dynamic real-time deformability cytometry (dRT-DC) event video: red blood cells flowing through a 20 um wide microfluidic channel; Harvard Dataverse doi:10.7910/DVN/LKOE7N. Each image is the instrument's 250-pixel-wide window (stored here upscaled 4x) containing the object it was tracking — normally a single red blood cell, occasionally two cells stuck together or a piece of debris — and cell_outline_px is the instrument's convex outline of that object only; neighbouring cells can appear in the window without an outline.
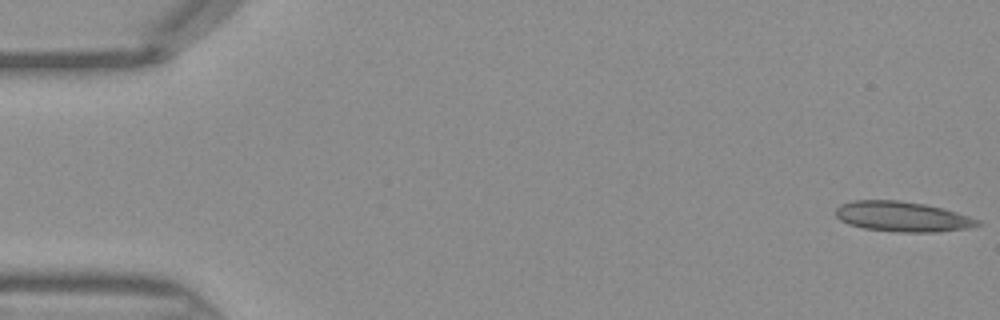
{"species": "Egyptian fruit bat (a non-hibernating species)", "species_latin": "Rousettus aegyptiacus", "temperature_condition": "warm", "stored_images_in_passage": 45, "camera_frame_rate_fps": 3000, "um_per_image_px": 0.085, "frame": {"image": 1, "passage_image": 1, "time_ms": 0.0, "image_size_px": [1000, 320], "cell_outline_px": [[980, 224], [968, 228], [936, 232], [896, 232], [864, 228], [848, 224], [840, 220], [836, 216], [836, 208], [840, 204], [852, 200], [896, 200], [924, 204], [944, 208], [980, 220]], "centroid_in_image_um": [76.67, 18.41], "position_along_channel_um": 8.3, "area_um2": 24.91}}
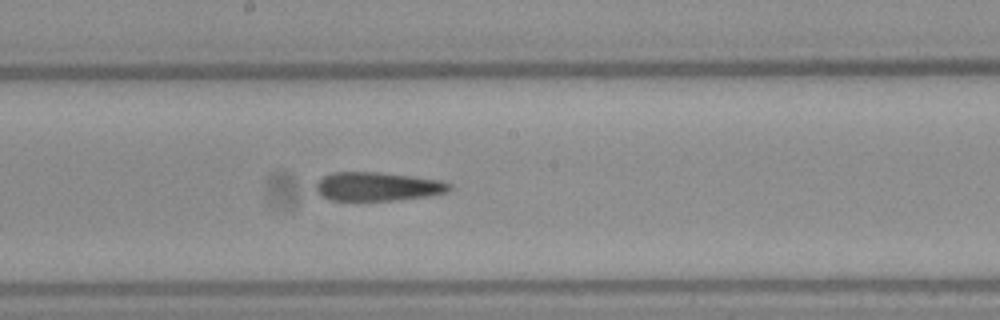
{"frame": {"image": 2, "passage_image": 24, "time_ms": 7.667, "image_size_px": [1000, 320], "cell_outline_px": [[452, 188], [448, 192], [428, 196], [392, 200], [332, 200], [320, 196], [316, 192], [316, 180], [332, 172], [380, 172], [440, 180], [452, 184]], "centroid_in_image_um": [32.07, 15.85], "position_along_channel_um": 216.1, "area_um2": 22.43}}
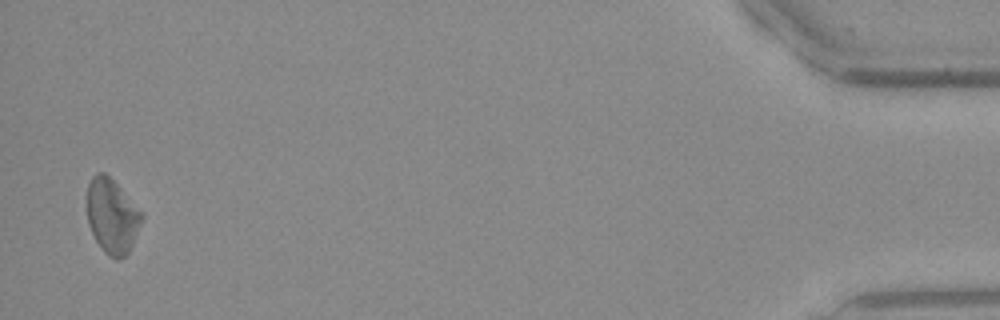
{"frame": {"image": 3, "passage_image": 44, "time_ms": 14.333, "image_size_px": [1000, 320], "cell_outline_px": [[144, 216], [132, 244], [128, 252], [124, 256], [116, 260], [108, 256], [104, 252], [96, 240], [88, 224], [88, 184], [92, 176], [96, 172], [104, 172], [116, 184]], "centroid_in_image_um": [9.51, 18.38], "position_along_channel_um": 425.7, "area_um2": 23.18}}